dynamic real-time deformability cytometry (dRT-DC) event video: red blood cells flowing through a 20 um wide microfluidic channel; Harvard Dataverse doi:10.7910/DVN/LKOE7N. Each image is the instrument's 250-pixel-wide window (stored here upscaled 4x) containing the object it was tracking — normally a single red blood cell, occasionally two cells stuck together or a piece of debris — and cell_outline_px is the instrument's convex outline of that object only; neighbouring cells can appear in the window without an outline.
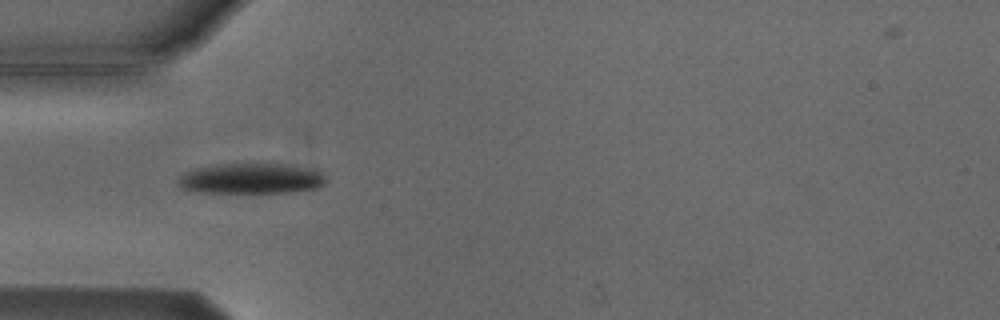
{"species": "Egyptian fruit bat (a non-hibernating species)", "species_latin": "Rousettus aegyptiacus", "temperature_condition": "cold", "stored_images_in_passage": 6, "camera_frame_rate_fps": 3000, "um_per_image_px": 0.085, "animal": {"sex": "male"}, "frame": {"image": 1, "passage_image": 5, "time_ms": 4.667, "image_size_px": [1000, 320], "cell_outline_px": [[328, 180], [324, 184], [316, 188], [292, 192], [188, 192], [176, 184], [176, 180], [184, 172], [196, 168], [216, 164], [292, 164], [320, 168], [324, 172]], "centroid_in_image_um": [21.41, 15.16], "position_along_channel_um": 63.6, "area_um2": 26.99}}
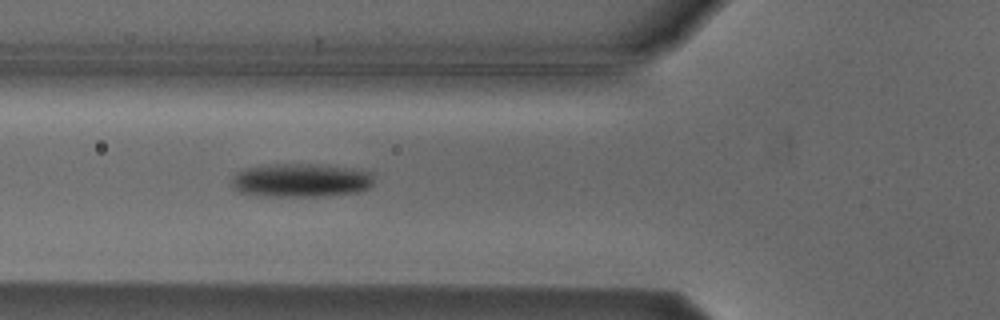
{"frame": {"image": 2, "passage_image": 6, "time_ms": 5.667, "image_size_px": [1000, 320], "cell_outline_px": [[372, 184], [368, 188], [360, 192], [328, 196], [268, 196], [240, 192], [232, 188], [232, 176], [236, 172], [244, 168], [272, 164], [320, 164], [352, 168], [372, 172]], "centroid_in_image_um": [25.58, 15.32], "position_along_channel_um": 100.2, "area_um2": 28.15}}